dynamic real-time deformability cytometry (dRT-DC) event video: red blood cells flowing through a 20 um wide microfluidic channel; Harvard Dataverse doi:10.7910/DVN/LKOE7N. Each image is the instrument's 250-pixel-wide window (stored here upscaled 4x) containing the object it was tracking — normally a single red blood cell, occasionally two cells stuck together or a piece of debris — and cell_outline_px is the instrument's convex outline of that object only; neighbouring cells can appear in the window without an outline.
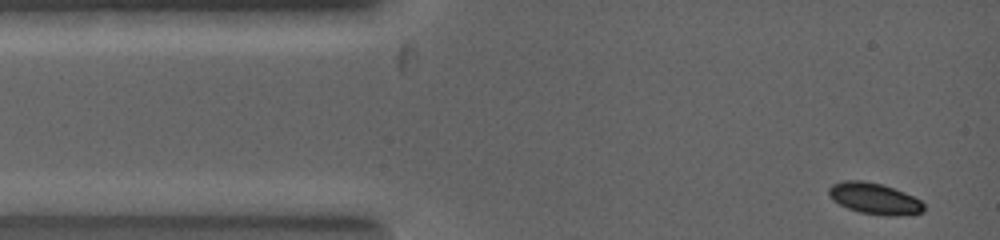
{"species": "common noctule bat (a hibernating species)", "species_latin": "Nyctalus noctula", "temperature_condition": "warm", "stored_images_in_passage": 9, "camera_frame_rate_fps": 5000, "um_per_image_px": 0.085, "animal": {"sex": "female", "body_mass_g": 19.0, "forearm_length_mm": 53.3}, "frame": {"image": 1, "passage_image": 1, "time_ms": 0.0, "image_size_px": [1000, 240], "cell_outline_px": [[924, 212], [896, 216], [888, 216], [860, 212], [848, 208], [832, 200], [828, 196], [828, 188], [832, 184], [844, 180], [860, 180], [880, 184], [904, 192], [920, 200], [924, 204]], "centroid_in_image_um": [74.3, 16.88], "position_along_channel_um": 10.7, "area_um2": 17.22}}
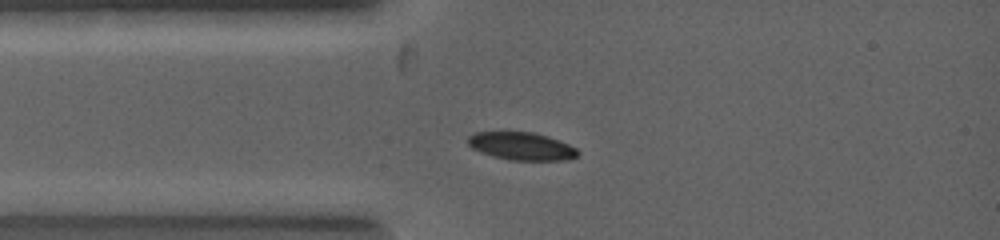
{"frame": {"image": 2, "passage_image": 4, "time_ms": 1.4, "image_size_px": [1000, 240], "cell_outline_px": [[580, 152], [576, 156], [568, 160], [508, 160], [492, 156], [480, 152], [472, 148], [468, 144], [468, 136], [476, 132], [500, 128], [504, 128], [536, 132], [548, 136], [568, 144], [576, 148]], "centroid_in_image_um": [44.26, 12.36], "position_along_channel_um": 40.7, "area_um2": 18.79}}